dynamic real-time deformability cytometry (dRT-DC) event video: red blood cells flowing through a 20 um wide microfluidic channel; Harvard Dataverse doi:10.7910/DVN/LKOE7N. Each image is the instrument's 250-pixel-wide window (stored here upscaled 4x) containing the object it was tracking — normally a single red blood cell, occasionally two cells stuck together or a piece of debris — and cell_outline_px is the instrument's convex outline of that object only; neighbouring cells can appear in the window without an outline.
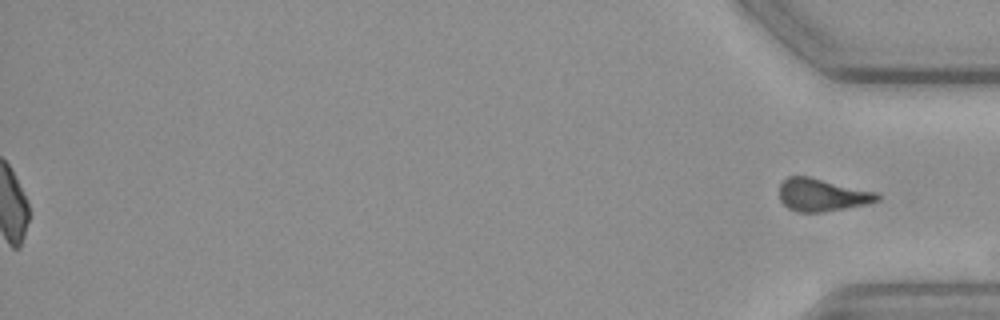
{"species": "common noctule bat (a hibernating species)", "species_latin": "Nyctalus noctula", "temperature_condition": "cold", "stored_images_in_passage": 44, "segment_of_instrument_passage": [2, 2], "camera_frame_rate_fps": 3000, "um_per_image_px": 0.085, "animal": {"sex": "female", "body_mass_g": 19.3, "forearm_length_mm": 54.1}, "frame": {"image": 1, "passage_image": 44, "time_ms": 14.333, "image_size_px": [1000, 320], "cell_outline_px": [[880, 200], [868, 204], [820, 212], [796, 212], [788, 208], [780, 200], [780, 184], [788, 176], [808, 176], [876, 192], [880, 196]], "centroid_in_image_um": [69.87, 16.57], "position_along_channel_um": 365.3, "area_um2": 18.5}}